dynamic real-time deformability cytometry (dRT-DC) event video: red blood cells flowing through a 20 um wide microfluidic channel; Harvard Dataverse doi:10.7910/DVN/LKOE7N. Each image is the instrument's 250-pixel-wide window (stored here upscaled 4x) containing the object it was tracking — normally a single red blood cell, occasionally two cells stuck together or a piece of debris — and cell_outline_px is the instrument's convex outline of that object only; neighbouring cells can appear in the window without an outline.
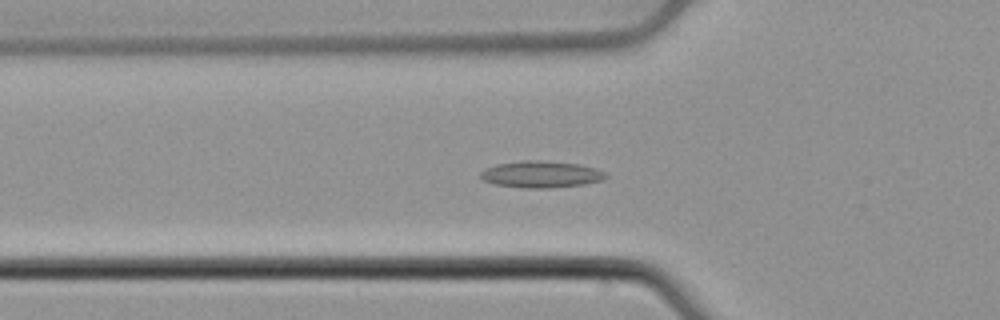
{"species": "common noctule bat (a hibernating species)", "species_latin": "Nyctalus noctula", "temperature_condition": "cold", "stored_images_in_passage": 54, "camera_frame_rate_fps": 3000, "um_per_image_px": 0.085, "animal": {"sex": "male", "body_mass_g": 21.5, "forearm_length_mm": 52.0}, "frame": {"image": 1, "passage_image": 19, "time_ms": 6.0, "image_size_px": [1000, 320], "cell_outline_px": [[608, 176], [604, 180], [584, 184], [548, 188], [524, 188], [496, 184], [480, 180], [480, 172], [496, 164], [524, 160], [540, 160], [580, 164], [604, 172]], "centroid_in_image_um": [45.97, 14.82], "position_along_channel_um": 79.8, "area_um2": 19.42}}
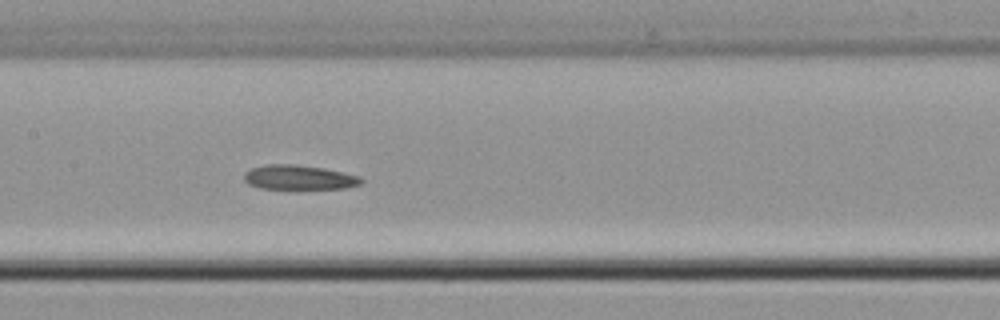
{"frame": {"image": 2, "passage_image": 27, "time_ms": 8.667, "image_size_px": [1000, 320], "cell_outline_px": [[364, 180], [360, 184], [344, 188], [296, 192], [260, 188], [248, 184], [244, 180], [244, 172], [252, 168], [268, 164], [296, 164], [324, 168], [360, 176]], "centroid_in_image_um": [25.41, 15.13], "position_along_channel_um": 182.0, "area_um2": 17.8}}
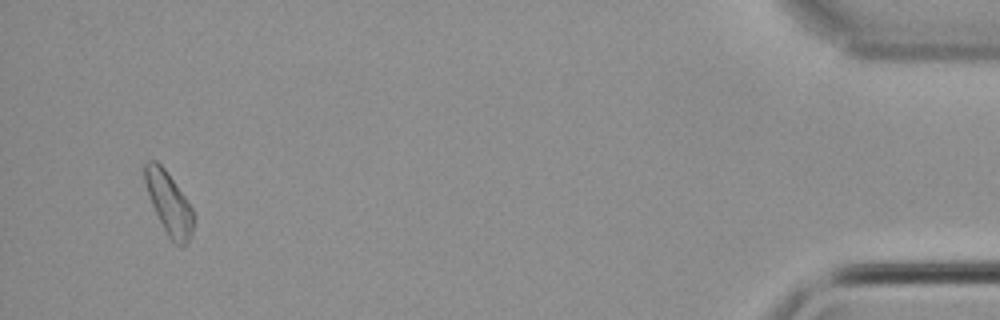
{"frame": {"image": 3, "passage_image": 52, "time_ms": 17.0, "image_size_px": [1000, 320], "cell_outline_px": [[196, 216], [192, 232], [188, 244], [184, 248], [180, 248], [168, 236], [152, 204], [140, 168], [148, 160], [156, 160], [164, 168], [184, 196], [192, 208]], "centroid_in_image_um": [14.36, 17.28], "position_along_channel_um": 420.8, "area_um2": 17.86}, "authors_computed_cell_mechanics": {"area_um2": 17.7735, "velocity_mm_per_s": 3.8362, "shape_relaxation_time_tau1_ms": null, "shape_relaxation_time_tau2_ms": 2.417, "deformation_change_tau1": null, "deformation_change_tau2": 0.0712}}